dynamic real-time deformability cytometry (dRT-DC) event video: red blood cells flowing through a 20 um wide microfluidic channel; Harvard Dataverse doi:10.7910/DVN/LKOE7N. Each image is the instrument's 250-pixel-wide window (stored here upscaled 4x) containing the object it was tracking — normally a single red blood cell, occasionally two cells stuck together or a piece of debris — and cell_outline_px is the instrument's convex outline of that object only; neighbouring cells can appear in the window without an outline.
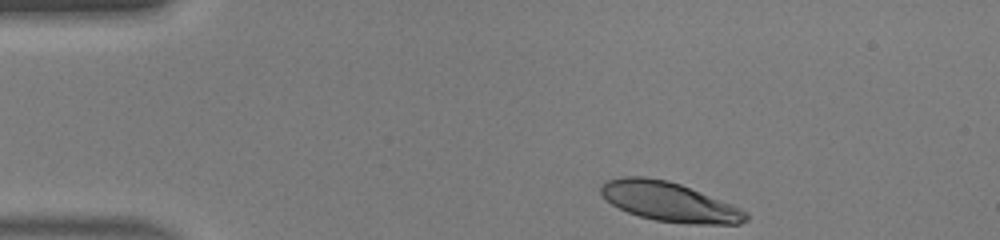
{"species": "human", "species_latin": "Homo sapiens", "temperature_condition": "warm", "stored_images_in_passage": 33, "camera_frame_rate_fps": 3000, "um_per_image_px": 0.085, "donor": {"sex": "male"}, "frame": {"image": 1, "passage_image": 1, "time_ms": 0.0, "image_size_px": [1000, 240], "cell_outline_px": [[748, 220], [740, 224], [688, 224], [656, 220], [640, 216], [628, 212], [612, 204], [600, 192], [600, 188], [604, 180], [620, 176], [644, 176], [668, 180], [680, 184], [732, 204], [748, 212]], "centroid_in_image_um": [56.9, 17.14], "position_along_channel_um": 28.1, "area_um2": 33.29}}
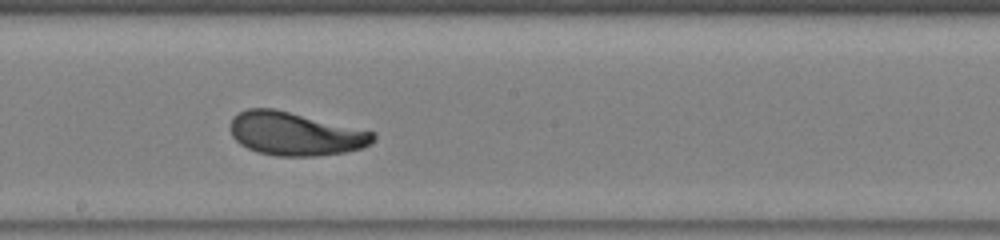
{"frame": {"image": 2, "passage_image": 19, "time_ms": 6.0, "image_size_px": [1000, 240], "cell_outline_px": [[376, 136], [372, 144], [360, 148], [344, 152], [316, 156], [276, 156], [256, 152], [240, 144], [232, 136], [228, 128], [232, 116], [248, 108], [272, 108], [376, 132]], "centroid_in_image_um": [25.06, 11.37], "position_along_channel_um": 223.1, "area_um2": 36.18}}
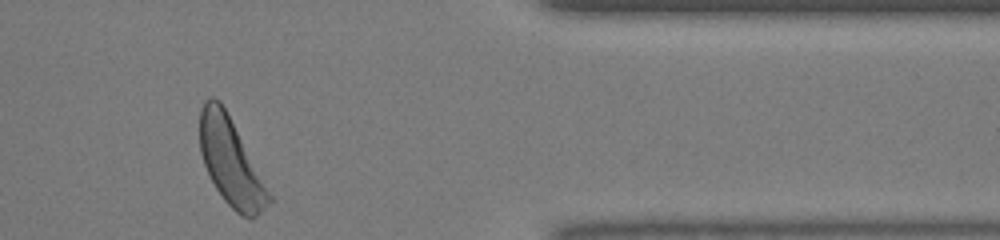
{"frame": {"image": 3, "passage_image": 32, "time_ms": 10.333, "image_size_px": [1000, 240], "cell_outline_px": [[272, 200], [252, 220], [240, 216], [224, 200], [216, 188], [204, 164], [200, 152], [200, 108], [204, 100], [208, 96], [212, 96], [220, 100], [272, 196]], "centroid_in_image_um": [19.59, 13.77], "position_along_channel_um": 391.8, "area_um2": 34.45}, "authors_computed_cell_mechanics": {"area_um2": 35.6048, "velocity_mm_per_s": 4.4309, "shape_relaxation_time_tau1_ms": 2.602, "shape_relaxation_time_tau2_ms": 1.117, "deformation_change_tau1": 0.1565, "deformation_change_tau2": 0.0728}}